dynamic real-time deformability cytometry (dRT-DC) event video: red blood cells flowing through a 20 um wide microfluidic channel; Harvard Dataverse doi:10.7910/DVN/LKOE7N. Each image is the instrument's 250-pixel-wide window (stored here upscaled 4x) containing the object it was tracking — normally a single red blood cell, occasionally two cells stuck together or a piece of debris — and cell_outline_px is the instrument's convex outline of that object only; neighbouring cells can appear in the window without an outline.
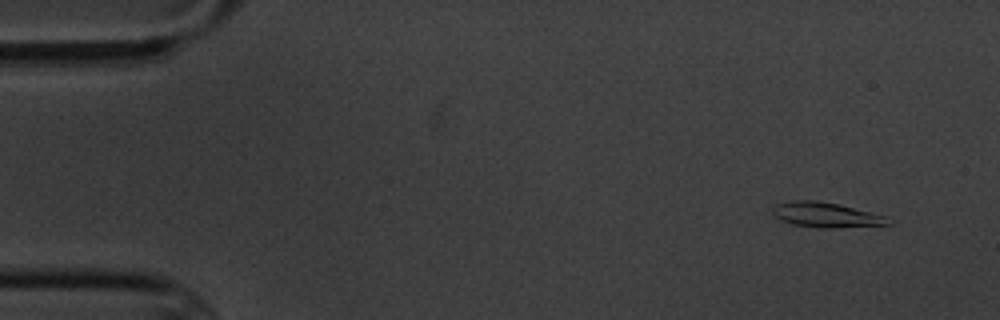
{"species": "common noctule bat (a hibernating species)", "species_latin": "Nyctalus noctula", "temperature_condition": "cold", "stored_images_in_passage": 9, "camera_frame_rate_fps": 3000, "um_per_image_px": 0.085, "animal": {"sex": "male", "body_mass_g": 20.1, "forearm_length_mm": 53.5}, "frame": {"image": 1, "passage_image": 2, "time_ms": 1.0, "image_size_px": [1000, 320], "cell_outline_px": [[892, 224], [828, 228], [820, 228], [792, 224], [780, 220], [772, 212], [772, 208], [776, 204], [792, 200], [816, 200], [840, 204], [888, 216]], "centroid_in_image_um": [70.22, 18.25], "position_along_channel_um": 14.8, "area_um2": 16.94}}
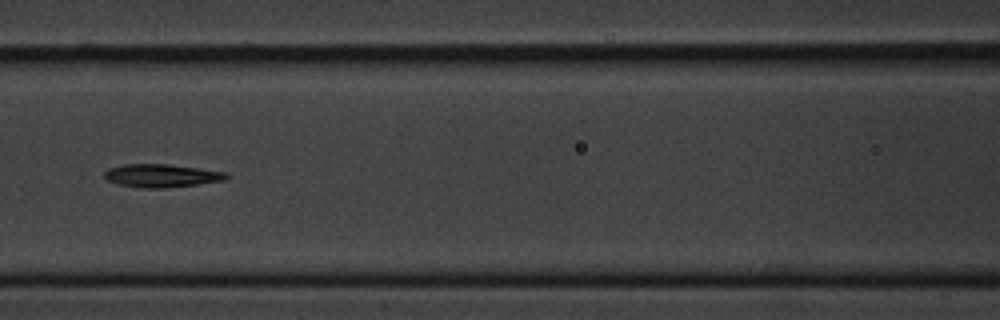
{"frame": {"image": 2, "passage_image": 7, "time_ms": 8.0, "image_size_px": [1000, 320], "cell_outline_px": [[228, 176], [224, 180], [196, 184], [164, 188], [140, 188], [120, 184], [108, 180], [104, 176], [104, 172], [108, 168], [124, 164], [168, 164], [224, 172]], "centroid_in_image_um": [13.67, 14.93], "position_along_channel_um": 152.9, "area_um2": 16.13}}
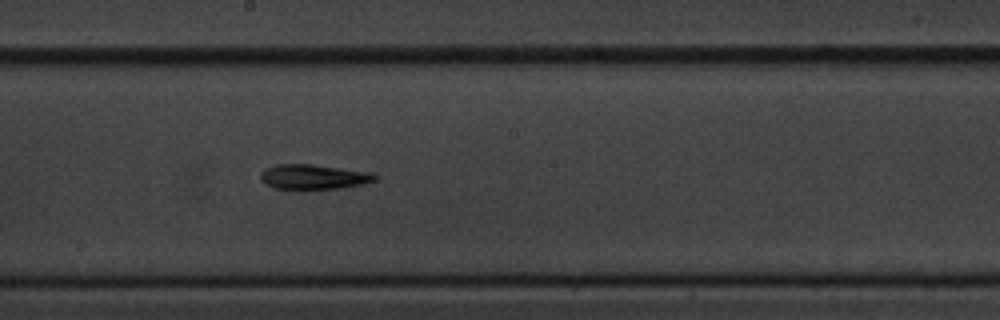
{"frame": {"image": 3, "passage_image": 9, "time_ms": 10.0, "image_size_px": [1000, 320], "cell_outline_px": [[376, 180], [360, 184], [340, 188], [276, 188], [260, 180], [260, 172], [264, 168], [276, 164], [312, 164], [372, 172], [376, 176]], "centroid_in_image_um": [26.62, 15.0], "position_along_channel_um": 221.6, "area_um2": 16.3}}